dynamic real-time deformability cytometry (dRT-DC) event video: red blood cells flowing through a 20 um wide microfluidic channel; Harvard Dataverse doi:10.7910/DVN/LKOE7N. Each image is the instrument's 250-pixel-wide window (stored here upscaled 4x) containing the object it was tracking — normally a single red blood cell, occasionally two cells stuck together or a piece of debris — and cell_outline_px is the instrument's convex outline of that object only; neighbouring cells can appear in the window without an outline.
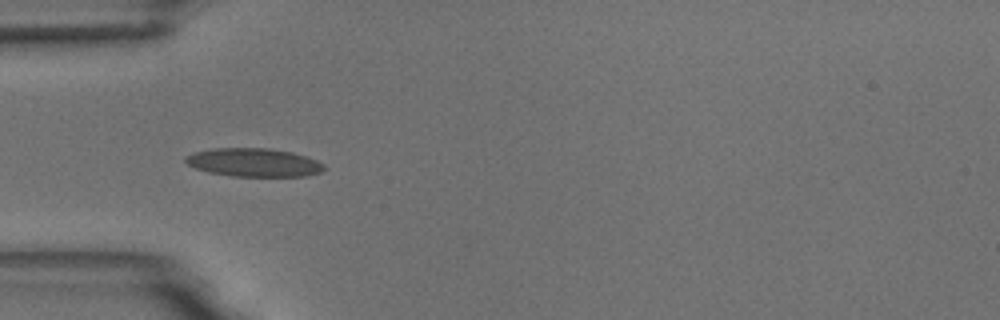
{"species": "common noctule bat (a hibernating species)", "species_latin": "Nyctalus noctula", "temperature_condition": "room temperature", "stored_images_in_passage": 20, "camera_frame_rate_fps": 3000, "um_per_image_px": 0.085, "animal": {"sex": "male", "body_mass_g": 18.8}, "frame": {"image": 1, "passage_image": 1, "time_ms": 0.0, "image_size_px": [1000, 320], "cell_outline_px": [[328, 168], [320, 172], [304, 176], [232, 176], [208, 172], [196, 168], [188, 164], [184, 160], [184, 156], [196, 152], [212, 148], [268, 148], [292, 152], [316, 160], [324, 164]], "centroid_in_image_um": [21.58, 13.81], "position_along_channel_um": 63.4, "area_um2": 22.89}}
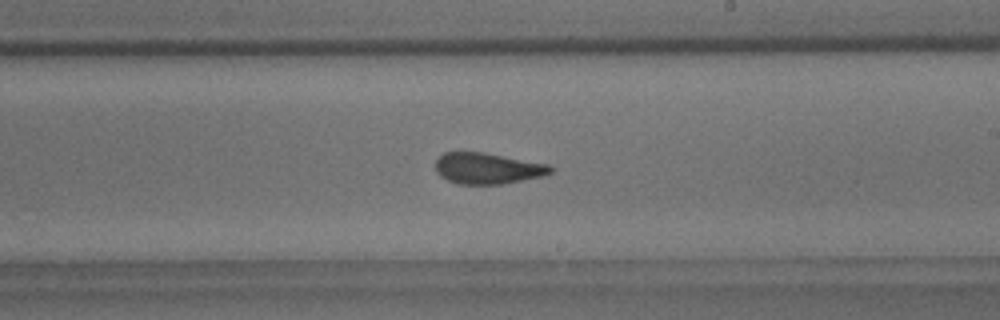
{"frame": {"image": 2, "passage_image": 16, "time_ms": 5.0, "image_size_px": [1000, 320], "cell_outline_px": [[552, 172], [544, 176], [500, 184], [460, 184], [448, 180], [440, 176], [436, 172], [436, 160], [444, 152], [484, 152], [548, 164], [552, 168]], "centroid_in_image_um": [41.43, 14.31], "position_along_channel_um": 247.6, "area_um2": 20.75}}